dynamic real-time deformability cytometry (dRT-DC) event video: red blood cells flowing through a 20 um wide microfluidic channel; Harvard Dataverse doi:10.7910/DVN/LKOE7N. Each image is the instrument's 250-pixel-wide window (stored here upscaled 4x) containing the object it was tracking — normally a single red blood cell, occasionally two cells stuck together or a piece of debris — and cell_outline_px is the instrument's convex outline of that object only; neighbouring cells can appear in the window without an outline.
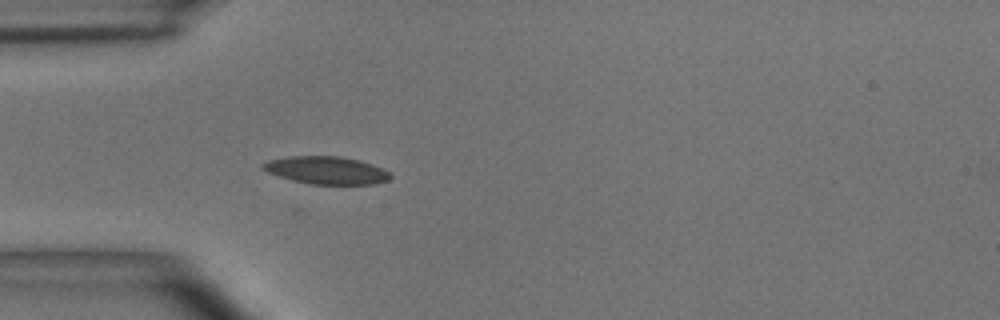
{"species": "common noctule bat (a hibernating species)", "species_latin": "Nyctalus noctula", "temperature_condition": "room temperature", "stored_images_in_passage": 13, "camera_frame_rate_fps": 3000, "um_per_image_px": 0.085, "animal": {"sex": "male", "body_mass_g": 15.6}, "frame": {"image": 1, "passage_image": 6, "time_ms": 1.667, "image_size_px": [1000, 320], "cell_outline_px": [[392, 176], [388, 180], [376, 184], [308, 184], [292, 180], [268, 172], [260, 168], [260, 164], [268, 160], [288, 156], [340, 156], [360, 160], [384, 168]], "centroid_in_image_um": [27.74, 14.47], "position_along_channel_um": 57.3, "area_um2": 20.69}}
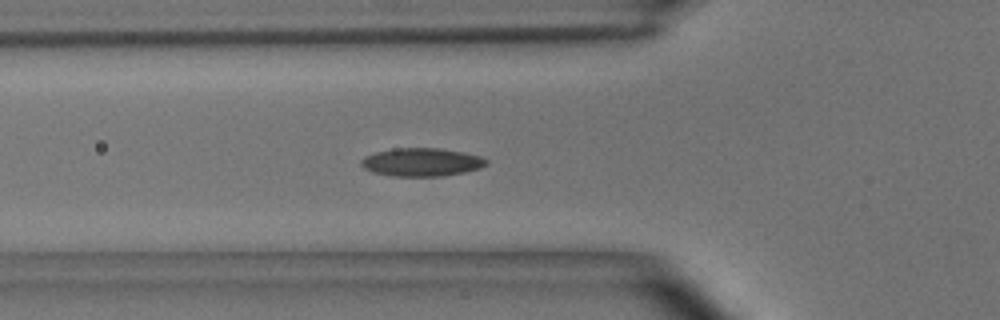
{"frame": {"image": 2, "passage_image": 9, "time_ms": 2.667, "image_size_px": [1000, 320], "cell_outline_px": [[488, 164], [480, 168], [464, 172], [444, 176], [392, 176], [372, 172], [364, 168], [360, 164], [360, 160], [364, 156], [376, 152], [392, 148], [440, 148], [464, 152], [480, 156], [488, 160]], "centroid_in_image_um": [35.83, 13.78], "position_along_channel_um": 90.0, "area_um2": 20.75}}